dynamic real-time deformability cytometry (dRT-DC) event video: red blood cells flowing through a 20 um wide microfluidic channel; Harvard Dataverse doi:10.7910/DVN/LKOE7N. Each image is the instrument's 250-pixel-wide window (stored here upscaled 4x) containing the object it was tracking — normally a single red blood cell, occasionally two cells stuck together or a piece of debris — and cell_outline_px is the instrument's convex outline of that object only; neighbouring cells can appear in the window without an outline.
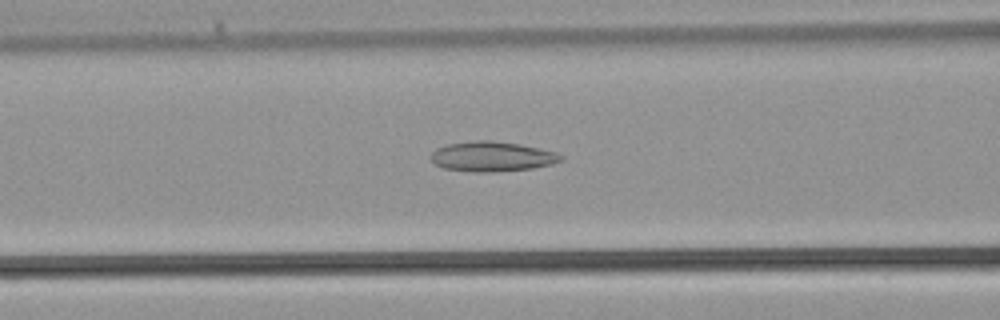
{"species": "common noctule bat (a hibernating species)", "species_latin": "Nyctalus noctula", "temperature_condition": "warm", "stored_images_in_passage": 21, "camera_frame_rate_fps": 3000, "um_per_image_px": 0.085, "animal": {"sex": "male", "body_mass_g": 21.5, "forearm_length_mm": 52.0}, "frame": {"image": 1, "passage_image": 5, "time_ms": 1.333, "image_size_px": [1000, 320], "cell_outline_px": [[564, 160], [552, 164], [532, 168], [492, 172], [472, 172], [444, 168], [436, 164], [432, 160], [432, 152], [436, 148], [448, 144], [476, 140], [492, 140], [520, 144], [556, 152], [564, 156]], "centroid_in_image_um": [41.85, 13.3], "position_along_channel_um": 124.7, "area_um2": 22.66}}
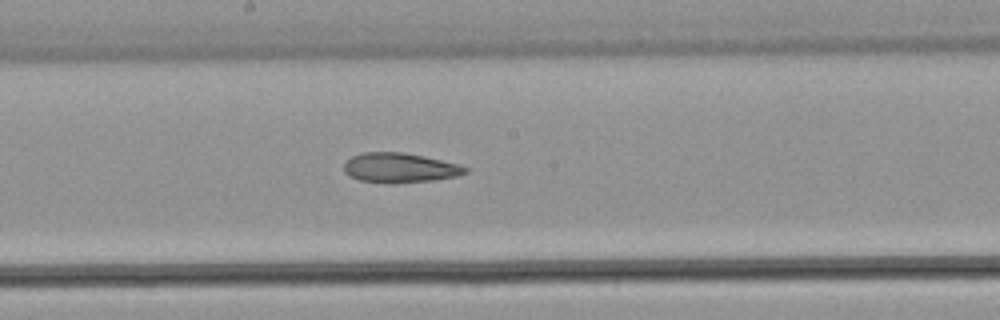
{"frame": {"image": 2, "passage_image": 10, "time_ms": 3.0, "image_size_px": [1000, 320], "cell_outline_px": [[468, 172], [456, 176], [432, 180], [392, 184], [388, 184], [360, 180], [348, 176], [344, 172], [344, 164], [352, 156], [364, 152], [404, 152], [424, 156], [456, 164], [468, 168]], "centroid_in_image_um": [33.94, 14.27], "position_along_channel_um": 214.3, "area_um2": 20.98}}
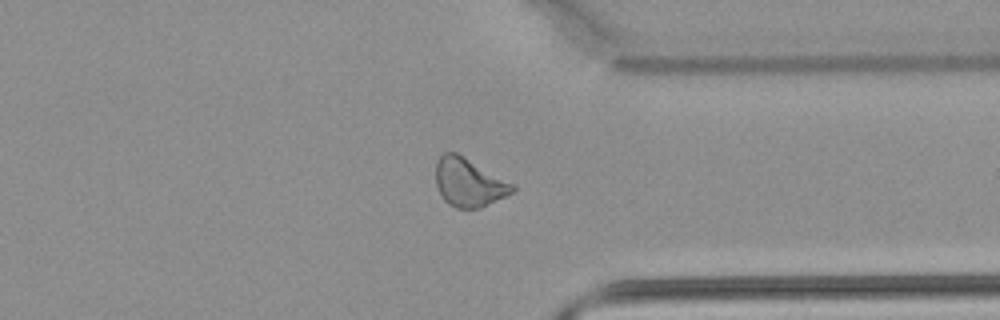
{"frame": {"image": 3, "passage_image": 19, "time_ms": 6.0, "image_size_px": [1000, 320], "cell_outline_px": [[516, 188], [512, 192], [480, 208], [456, 208], [448, 204], [444, 200], [436, 184], [436, 160], [444, 152], [456, 152], [516, 184]], "centroid_in_image_um": [39.85, 15.49], "position_along_channel_um": 371.5, "area_um2": 21.62}}